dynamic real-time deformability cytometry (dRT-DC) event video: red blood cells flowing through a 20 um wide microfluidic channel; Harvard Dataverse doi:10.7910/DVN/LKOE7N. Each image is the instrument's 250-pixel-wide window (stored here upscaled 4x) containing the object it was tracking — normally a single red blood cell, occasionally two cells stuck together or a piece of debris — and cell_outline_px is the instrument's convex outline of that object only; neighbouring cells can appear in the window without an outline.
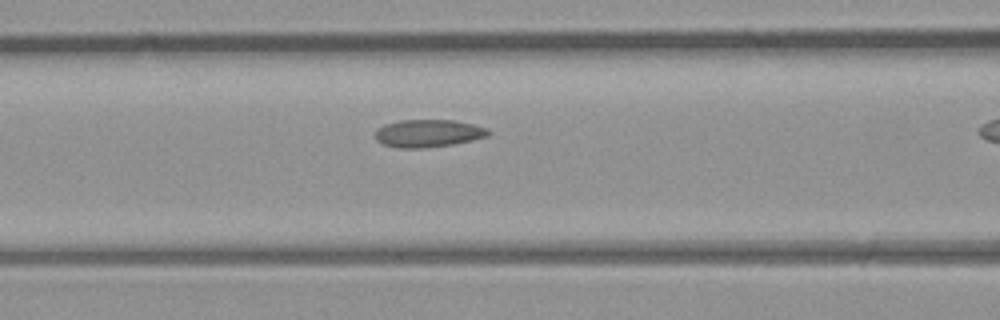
{"species": "common noctule bat (a hibernating species)", "species_latin": "Nyctalus noctula", "temperature_condition": "room temperature", "stored_images_in_passage": 33, "camera_frame_rate_fps": 3000, "um_per_image_px": 0.085, "animal": {"sex": "male", "body_mass_g": 23.1, "forearm_length_mm": 52.7}, "frame": {"image": 1, "passage_image": 15, "time_ms": 4.667, "image_size_px": [1000, 320], "cell_outline_px": [[492, 132], [488, 136], [472, 140], [452, 144], [424, 148], [400, 148], [384, 144], [376, 140], [376, 128], [384, 124], [400, 120], [452, 120], [472, 124], [488, 128]], "centroid_in_image_um": [36.4, 11.33], "position_along_channel_um": 130.2, "area_um2": 18.21}}
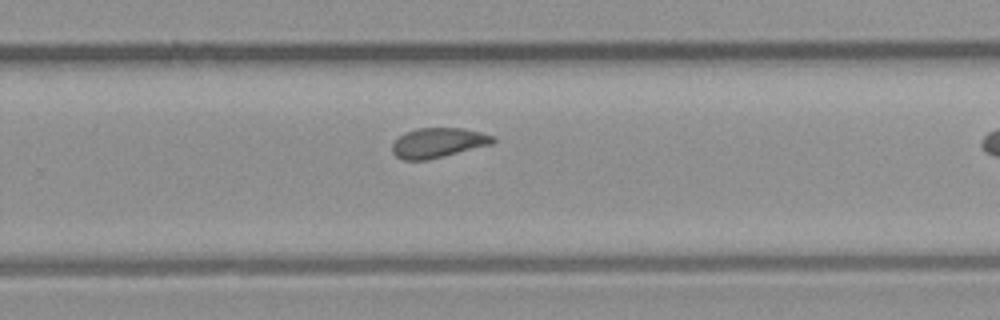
{"frame": {"image": 2, "passage_image": 26, "time_ms": 8.333, "image_size_px": [1000, 320], "cell_outline_px": [[496, 140], [492, 144], [428, 160], [404, 160], [396, 156], [392, 152], [392, 144], [404, 132], [416, 128], [460, 128], [480, 132], [496, 136]], "centroid_in_image_um": [37.24, 12.13], "position_along_channel_um": 292.6, "area_um2": 17.51}}
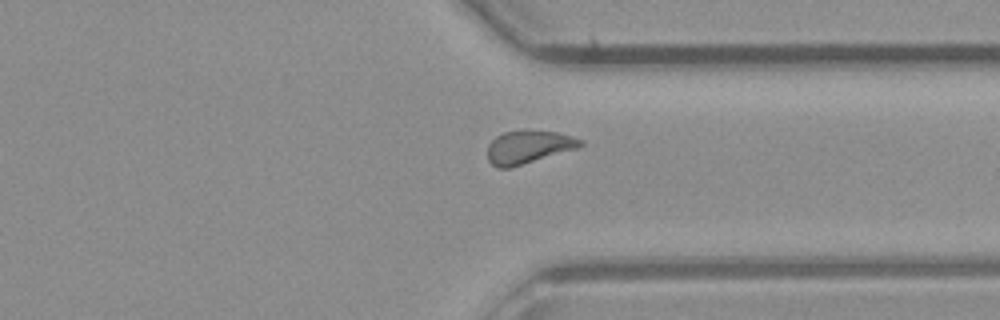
{"frame": {"image": 3, "passage_image": 31, "time_ms": 10.0, "image_size_px": [1000, 320], "cell_outline_px": [[584, 144], [580, 148], [512, 168], [496, 168], [488, 160], [488, 144], [496, 136], [504, 132], [556, 132], [572, 136], [584, 140]], "centroid_in_image_um": [44.95, 12.54], "position_along_channel_um": 366.4, "area_um2": 17.86}}